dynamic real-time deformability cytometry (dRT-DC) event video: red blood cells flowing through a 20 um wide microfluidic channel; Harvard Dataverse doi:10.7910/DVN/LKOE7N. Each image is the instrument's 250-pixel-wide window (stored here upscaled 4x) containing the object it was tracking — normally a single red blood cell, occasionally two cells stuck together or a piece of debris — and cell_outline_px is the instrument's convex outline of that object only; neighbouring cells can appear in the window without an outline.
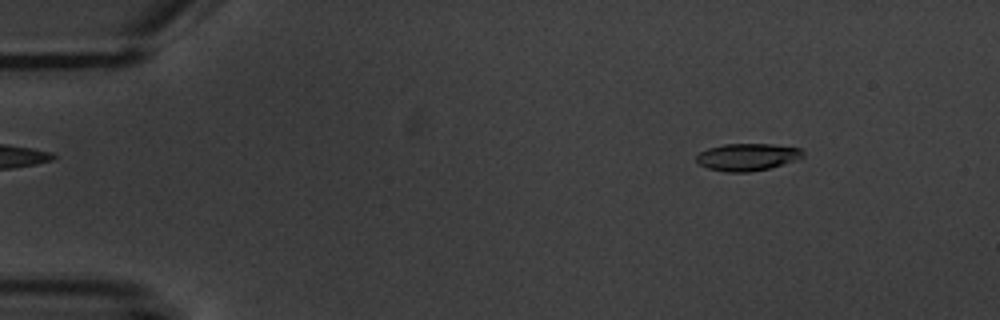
{"species": "common noctule bat (a hibernating species)", "species_latin": "Nyctalus noctula", "temperature_condition": "warm", "stored_images_in_passage": 5, "camera_frame_rate_fps": 3000, "um_per_image_px": 0.085, "animal": {"sex": "male", "body_mass_g": 20.1, "forearm_length_mm": 53.5}, "frame": {"image": 1, "passage_image": 3, "time_ms": 2.333, "image_size_px": [1000, 320], "cell_outline_px": [[804, 156], [796, 160], [768, 168], [748, 172], [724, 172], [708, 168], [700, 164], [696, 160], [696, 156], [700, 152], [708, 148], [724, 144], [772, 144], [800, 148], [804, 152]], "centroid_in_image_um": [63.52, 13.34], "position_along_channel_um": 21.5, "area_um2": 16.82}}